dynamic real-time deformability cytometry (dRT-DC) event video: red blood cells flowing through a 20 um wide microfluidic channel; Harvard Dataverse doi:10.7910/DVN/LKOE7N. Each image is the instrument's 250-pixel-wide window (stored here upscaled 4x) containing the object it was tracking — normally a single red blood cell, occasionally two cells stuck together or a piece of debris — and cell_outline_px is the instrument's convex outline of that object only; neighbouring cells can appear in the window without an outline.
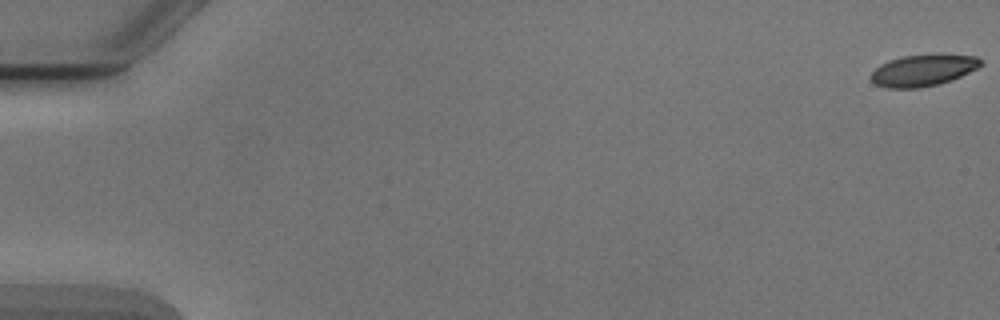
{"species": "Egyptian fruit bat (a non-hibernating species)", "species_latin": "Rousettus aegyptiacus", "temperature_condition": "cold", "stored_images_in_passage": 6, "segment_of_instrument_passage": [1, 2], "camera_frame_rate_fps": 3000, "um_per_image_px": 0.085, "animal": {"sex": "male"}, "frame": {"image": 1, "passage_image": 1, "time_ms": 0.0, "image_size_px": [1000, 320], "cell_outline_px": [[984, 64], [960, 76], [940, 84], [920, 88], [884, 88], [876, 84], [872, 80], [872, 72], [880, 64], [888, 60], [904, 56], [976, 56], [984, 60]], "centroid_in_image_um": [78.44, 6.01], "position_along_channel_um": 6.6, "area_um2": 19.65}}